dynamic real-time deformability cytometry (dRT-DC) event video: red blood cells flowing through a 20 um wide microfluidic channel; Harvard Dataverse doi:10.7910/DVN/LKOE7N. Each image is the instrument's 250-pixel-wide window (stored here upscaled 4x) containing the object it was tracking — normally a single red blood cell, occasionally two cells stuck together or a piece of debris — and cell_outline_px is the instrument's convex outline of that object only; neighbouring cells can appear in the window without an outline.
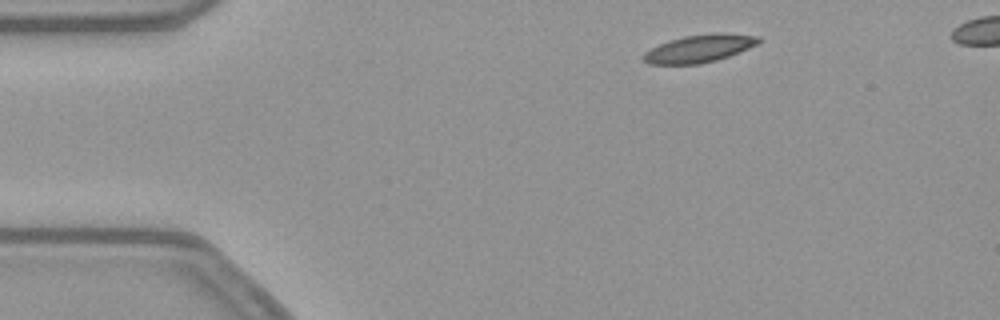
{"species": "common noctule bat (a hibernating species)", "species_latin": "Nyctalus noctula", "temperature_condition": "warm", "stored_images_in_passage": 47, "camera_frame_rate_fps": 3000, "um_per_image_px": 0.085, "animal": {"sex": "female", "body_mass_g": 21.9}, "frame": {"image": 1, "passage_image": 4, "time_ms": 1.0, "image_size_px": [1000, 320], "cell_outline_px": [[764, 40], [748, 48], [728, 56], [716, 60], [700, 64], [648, 64], [640, 56], [644, 52], [660, 44], [684, 36], [716, 32], [720, 32], [760, 36]], "centroid_in_image_um": [59.46, 4.11], "position_along_channel_um": 25.5, "area_um2": 18.55}}
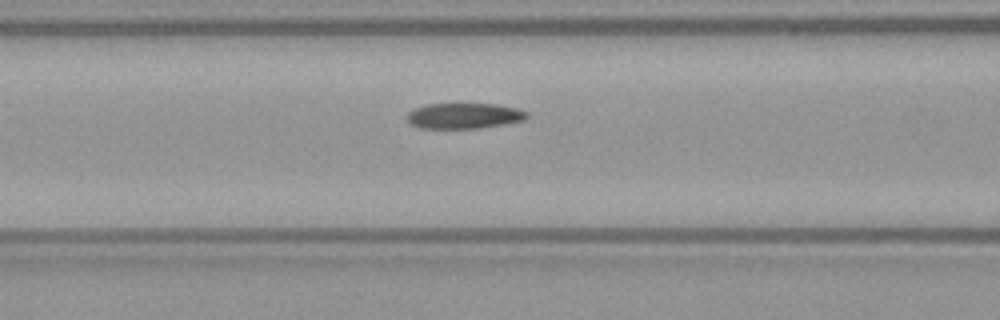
{"frame": {"image": 2, "passage_image": 17, "time_ms": 5.333, "image_size_px": [1000, 320], "cell_outline_px": [[528, 116], [524, 120], [504, 124], [480, 128], [420, 128], [408, 124], [404, 116], [408, 112], [416, 108], [428, 104], [496, 104], [520, 108], [528, 112]], "centroid_in_image_um": [39.43, 9.84], "position_along_channel_um": 127.2, "area_um2": 18.09}}
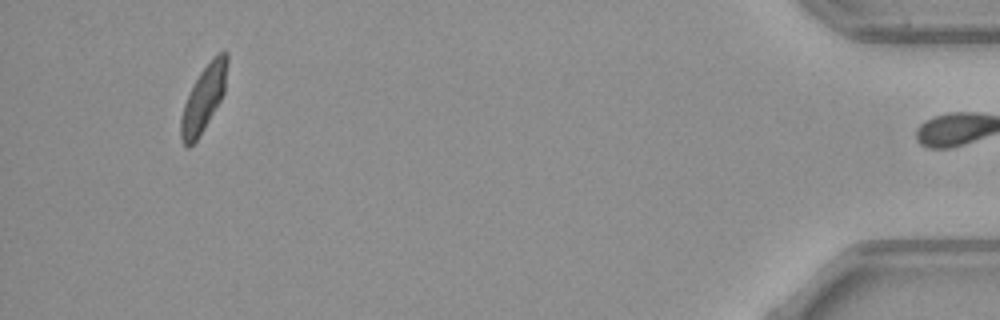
{"frame": {"image": 3, "passage_image": 46, "time_ms": 15.0, "image_size_px": [1000, 320], "cell_outline_px": [[228, 64], [224, 92], [220, 100], [204, 128], [196, 140], [188, 148], [180, 140], [180, 120], [184, 104], [200, 72], [224, 48], [228, 52]], "centroid_in_image_um": [17.31, 8.38], "position_along_channel_um": 417.9, "area_um2": 17.34}, "authors_computed_cell_mechanics": {"area_um2": 18.785, "velocity_mm_per_s": 3.8325, "shape_relaxation_time_tau1_ms": null, "shape_relaxation_time_tau2_ms": 3.3268, "deformation_change_tau1": null, "deformation_change_tau2": 0.0929}}